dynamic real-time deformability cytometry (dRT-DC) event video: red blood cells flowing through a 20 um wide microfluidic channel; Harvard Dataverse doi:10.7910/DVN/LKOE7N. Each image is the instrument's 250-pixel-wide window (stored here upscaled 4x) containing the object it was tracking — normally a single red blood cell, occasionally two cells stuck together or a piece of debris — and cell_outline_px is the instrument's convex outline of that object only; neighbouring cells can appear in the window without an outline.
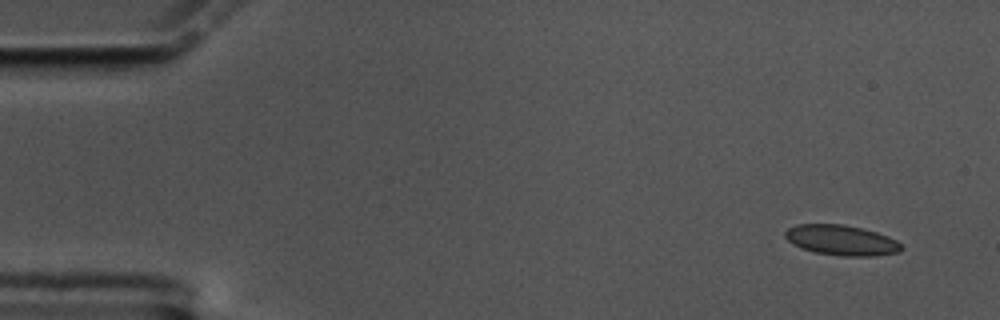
{"species": "common noctule bat (a hibernating species)", "species_latin": "Nyctalus noctula", "temperature_condition": "cold", "stored_images_in_passage": 54, "camera_frame_rate_fps": 3000, "um_per_image_px": 0.085, "animal": {"sex": "male", "body_mass_g": 17.5, "forearm_length_mm": 52.3}, "frame": {"image": 1, "passage_image": 1, "time_ms": 0.0, "image_size_px": [1000, 320], "cell_outline_px": [[904, 248], [900, 252], [872, 256], [844, 256], [816, 252], [792, 244], [784, 236], [784, 232], [788, 228], [796, 224], [844, 224], [876, 232], [888, 236], [896, 240]], "centroid_in_image_um": [71.52, 20.41], "position_along_channel_um": 13.5, "area_um2": 20.4}}
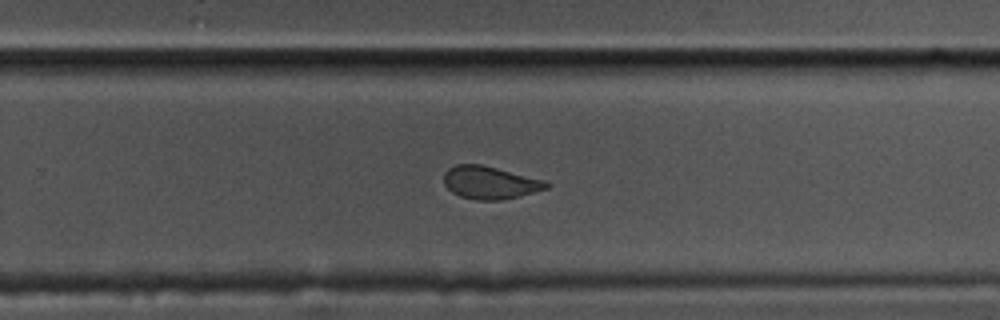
{"frame": {"image": 2, "passage_image": 34, "time_ms": 11.0, "image_size_px": [1000, 320], "cell_outline_px": [[552, 184], [548, 188], [504, 200], [476, 200], [460, 196], [452, 192], [444, 184], [444, 172], [448, 168], [456, 164], [480, 164], [544, 180]], "centroid_in_image_um": [41.63, 15.52], "position_along_channel_um": 288.2, "area_um2": 19.48}}
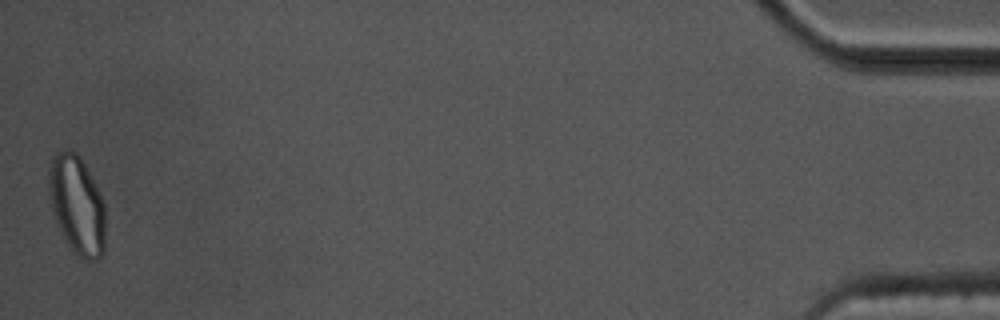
{"frame": {"image": 3, "passage_image": 54, "time_ms": 17.667, "image_size_px": [1000, 320], "cell_outline_px": [[104, 252], [96, 260], [84, 260], [64, 240], [52, 216], [48, 196], [48, 164], [52, 156], [56, 152], [72, 148], [80, 156], [104, 204]], "centroid_in_image_um": [6.47, 17.39], "position_along_channel_um": 428.7, "area_um2": 32.77}, "authors_computed_cell_mechanics": {"area_um2": 20.4034, "velocity_mm_per_s": 3.5082, "shape_relaxation_time_tau1_ms": 5.6551, "shape_relaxation_time_tau2_ms": 1.2123, "deformation_change_tau1": 0.1162, "deformation_change_tau2": 0.0552}}